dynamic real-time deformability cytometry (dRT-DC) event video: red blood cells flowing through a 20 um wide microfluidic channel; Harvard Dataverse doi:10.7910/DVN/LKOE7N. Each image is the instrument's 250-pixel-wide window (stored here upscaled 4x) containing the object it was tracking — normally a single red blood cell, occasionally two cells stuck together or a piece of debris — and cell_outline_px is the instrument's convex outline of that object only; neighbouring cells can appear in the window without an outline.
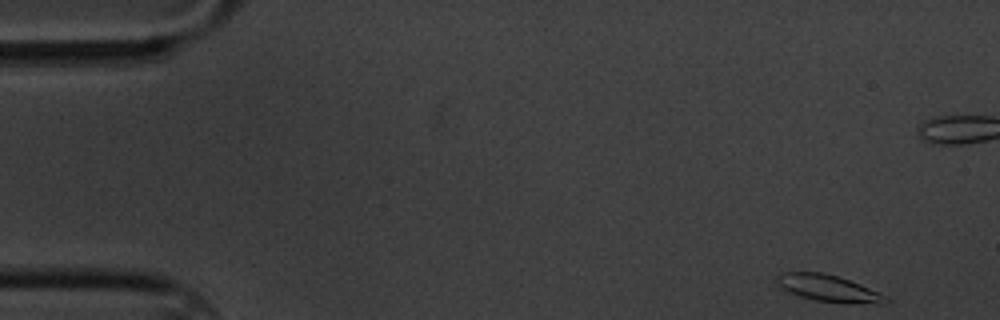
{"species": "common noctule bat (a hibernating species)", "species_latin": "Nyctalus noctula", "temperature_condition": "cold", "stored_images_in_passage": 58, "camera_frame_rate_fps": 3000, "um_per_image_px": 0.085, "animal": {"sex": "male", "body_mass_g": 20.1, "forearm_length_mm": 53.5}, "frame": {"image": 1, "passage_image": 1, "time_ms": 0.0, "image_size_px": [1000, 320], "cell_outline_px": [[892, 300], [888, 304], [844, 304], [816, 300], [800, 296], [780, 288], [780, 272], [820, 272], [836, 276], [860, 284], [880, 292], [888, 296]], "centroid_in_image_um": [70.57, 24.55], "position_along_channel_um": 14.4, "area_um2": 17.05}}
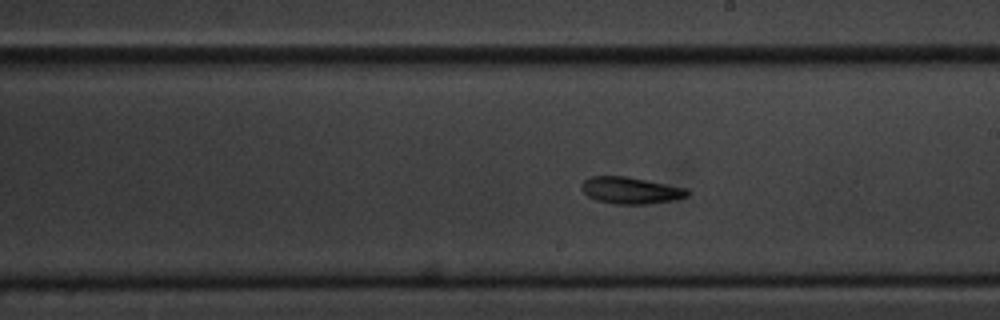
{"frame": {"image": 2, "passage_image": 31, "time_ms": 10.0, "image_size_px": [1000, 320], "cell_outline_px": [[688, 196], [676, 200], [648, 204], [612, 204], [596, 200], [588, 196], [580, 188], [580, 184], [588, 176], [624, 176], [668, 184], [688, 188]], "centroid_in_image_um": [53.59, 16.19], "position_along_channel_um": 235.4, "area_um2": 16.7}}
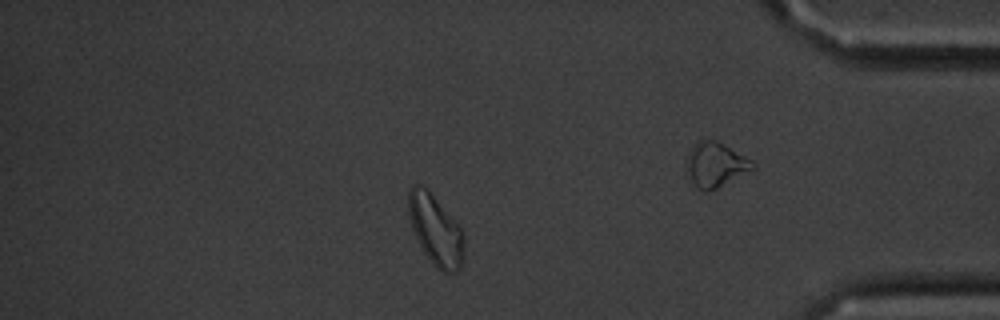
{"frame": {"image": 3, "passage_image": 49, "time_ms": 16.0, "image_size_px": [1000, 320], "cell_outline_px": [[464, 256], [460, 268], [456, 272], [444, 272], [432, 264], [424, 252], [412, 228], [408, 216], [408, 192], [412, 184], [416, 184], [424, 188], [432, 196], [464, 232]], "centroid_in_image_um": [37.02, 19.6], "position_along_channel_um": 398.2, "area_um2": 22.25}, "authors_computed_cell_mechanics": {"area_um2": 16.7042, "velocity_mm_per_s": 3.2926, "shape_relaxation_time_tau1_ms": 6.9276, "shape_relaxation_time_tau2_ms": 10.3143, "deformation_change_tau1": 0.1373, "deformation_change_tau2": 0.1674}}